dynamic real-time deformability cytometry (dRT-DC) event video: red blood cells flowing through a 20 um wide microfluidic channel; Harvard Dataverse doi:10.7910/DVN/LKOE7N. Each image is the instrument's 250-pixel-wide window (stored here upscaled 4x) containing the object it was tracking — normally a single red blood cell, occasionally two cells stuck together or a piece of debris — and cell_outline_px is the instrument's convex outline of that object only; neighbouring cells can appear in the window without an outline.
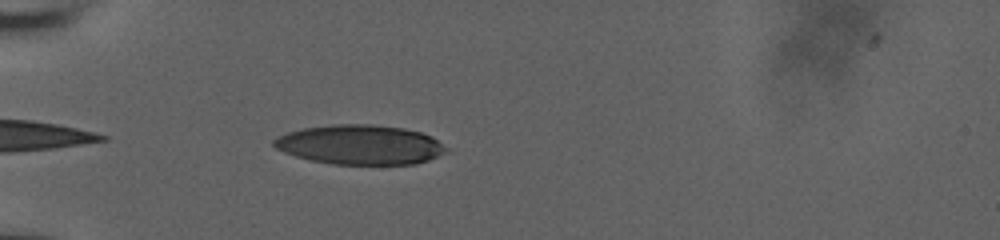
{"species": "human", "species_latin": "Homo sapiens", "temperature_condition": "room temperature", "stored_images_in_passage": 36, "camera_frame_rate_fps": 3000, "um_per_image_px": 0.085, "donor": {"sex": "male"}, "frame": {"image": 1, "passage_image": 2, "time_ms": 0.333, "image_size_px": [1000, 240], "cell_outline_px": [[448, 148], [444, 152], [428, 160], [416, 164], [332, 164], [312, 160], [296, 156], [284, 152], [276, 148], [272, 144], [272, 140], [288, 132], [304, 128], [332, 124], [372, 124], [404, 128], [420, 132], [432, 136]], "centroid_in_image_um": [30.61, 12.29], "position_along_channel_um": 54.4, "area_um2": 39.59}}
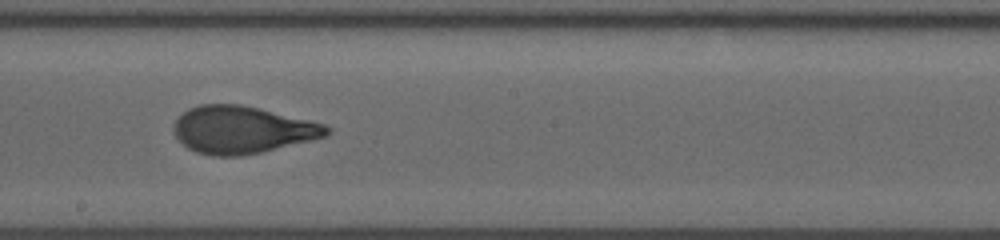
{"frame": {"image": 2, "passage_image": 17, "time_ms": 5.333, "image_size_px": [1000, 240], "cell_outline_px": [[332, 132], [324, 136], [312, 140], [260, 152], [240, 156], [212, 156], [196, 152], [188, 148], [176, 136], [172, 128], [176, 120], [188, 108], [200, 104], [240, 104], [260, 108], [324, 124], [332, 128]], "centroid_in_image_um": [20.58, 11.03], "position_along_channel_um": 227.6, "area_um2": 42.02}}
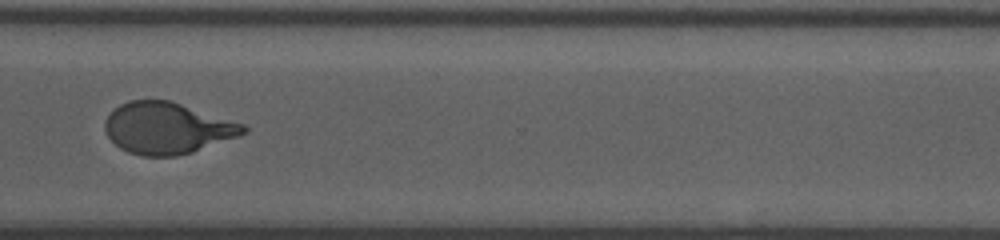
{"frame": {"image": 3, "passage_image": 27, "time_ms": 8.667, "image_size_px": [1000, 240], "cell_outline_px": [[248, 132], [240, 136], [192, 152], [176, 156], [140, 156], [128, 152], [120, 148], [108, 136], [104, 128], [104, 120], [120, 104], [128, 100], [168, 100], [244, 124], [248, 128]], "centroid_in_image_um": [14.21, 10.9], "position_along_channel_um": 356.4, "area_um2": 41.33}, "authors_computed_cell_mechanics": {"area_um2": 41.5871, "velocity_mm_per_s": 3.8866, "shape_relaxation_time_tau1_ms": 4.6903, "shape_relaxation_time_tau2_ms": 0.7189, "deformation_change_tau1": 0.2136, "deformation_change_tau2": 0.0777}}